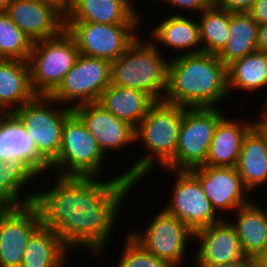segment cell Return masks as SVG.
Masks as SVG:
<instances>
[{
    "label": "cell",
    "instance_id": "obj_1",
    "mask_svg": "<svg viewBox=\"0 0 267 267\" xmlns=\"http://www.w3.org/2000/svg\"><path fill=\"white\" fill-rule=\"evenodd\" d=\"M54 179V187L37 190L34 199L42 225L53 229L69 250L86 247L93 256H101L114 234L122 202L136 184L123 171L107 181L102 177Z\"/></svg>",
    "mask_w": 267,
    "mask_h": 267
},
{
    "label": "cell",
    "instance_id": "obj_2",
    "mask_svg": "<svg viewBox=\"0 0 267 267\" xmlns=\"http://www.w3.org/2000/svg\"><path fill=\"white\" fill-rule=\"evenodd\" d=\"M169 58L164 102L187 108H219L228 98L227 67L217 55L199 52Z\"/></svg>",
    "mask_w": 267,
    "mask_h": 267
},
{
    "label": "cell",
    "instance_id": "obj_3",
    "mask_svg": "<svg viewBox=\"0 0 267 267\" xmlns=\"http://www.w3.org/2000/svg\"><path fill=\"white\" fill-rule=\"evenodd\" d=\"M182 119L183 106L157 101L150 107L135 128V143H142L149 154L124 171L127 179L137 185L156 165L165 168L175 158Z\"/></svg>",
    "mask_w": 267,
    "mask_h": 267
},
{
    "label": "cell",
    "instance_id": "obj_4",
    "mask_svg": "<svg viewBox=\"0 0 267 267\" xmlns=\"http://www.w3.org/2000/svg\"><path fill=\"white\" fill-rule=\"evenodd\" d=\"M140 35L116 60L111 62V84L140 90L155 102L163 101L167 88L169 58L161 54L162 45ZM149 39V40H148Z\"/></svg>",
    "mask_w": 267,
    "mask_h": 267
},
{
    "label": "cell",
    "instance_id": "obj_5",
    "mask_svg": "<svg viewBox=\"0 0 267 267\" xmlns=\"http://www.w3.org/2000/svg\"><path fill=\"white\" fill-rule=\"evenodd\" d=\"M105 158L93 135L72 112L64 122L59 155L48 166V174L54 171L55 176L62 177H101Z\"/></svg>",
    "mask_w": 267,
    "mask_h": 267
},
{
    "label": "cell",
    "instance_id": "obj_6",
    "mask_svg": "<svg viewBox=\"0 0 267 267\" xmlns=\"http://www.w3.org/2000/svg\"><path fill=\"white\" fill-rule=\"evenodd\" d=\"M72 112L50 96L37 95L12 114L32 139L35 153L49 166L59 155L63 125Z\"/></svg>",
    "mask_w": 267,
    "mask_h": 267
},
{
    "label": "cell",
    "instance_id": "obj_7",
    "mask_svg": "<svg viewBox=\"0 0 267 267\" xmlns=\"http://www.w3.org/2000/svg\"><path fill=\"white\" fill-rule=\"evenodd\" d=\"M79 55L77 44L66 29L54 38L33 42L28 60L33 91L49 96Z\"/></svg>",
    "mask_w": 267,
    "mask_h": 267
},
{
    "label": "cell",
    "instance_id": "obj_8",
    "mask_svg": "<svg viewBox=\"0 0 267 267\" xmlns=\"http://www.w3.org/2000/svg\"><path fill=\"white\" fill-rule=\"evenodd\" d=\"M221 108H187L179 128L175 158L162 169L190 170L206 163Z\"/></svg>",
    "mask_w": 267,
    "mask_h": 267
},
{
    "label": "cell",
    "instance_id": "obj_9",
    "mask_svg": "<svg viewBox=\"0 0 267 267\" xmlns=\"http://www.w3.org/2000/svg\"><path fill=\"white\" fill-rule=\"evenodd\" d=\"M111 85V62L80 54L62 82L49 95L72 109L84 103L98 102Z\"/></svg>",
    "mask_w": 267,
    "mask_h": 267
},
{
    "label": "cell",
    "instance_id": "obj_10",
    "mask_svg": "<svg viewBox=\"0 0 267 267\" xmlns=\"http://www.w3.org/2000/svg\"><path fill=\"white\" fill-rule=\"evenodd\" d=\"M163 170L176 178L168 204L163 207L167 213L180 219L193 233L225 218L226 215H218L199 180L189 170Z\"/></svg>",
    "mask_w": 267,
    "mask_h": 267
},
{
    "label": "cell",
    "instance_id": "obj_11",
    "mask_svg": "<svg viewBox=\"0 0 267 267\" xmlns=\"http://www.w3.org/2000/svg\"><path fill=\"white\" fill-rule=\"evenodd\" d=\"M141 24L65 22L80 54L110 62L122 55L140 36Z\"/></svg>",
    "mask_w": 267,
    "mask_h": 267
},
{
    "label": "cell",
    "instance_id": "obj_12",
    "mask_svg": "<svg viewBox=\"0 0 267 267\" xmlns=\"http://www.w3.org/2000/svg\"><path fill=\"white\" fill-rule=\"evenodd\" d=\"M141 231L128 232L149 253L167 261L173 267H182L194 233L177 217L163 208ZM189 242V243H188ZM182 265V266H181Z\"/></svg>",
    "mask_w": 267,
    "mask_h": 267
},
{
    "label": "cell",
    "instance_id": "obj_13",
    "mask_svg": "<svg viewBox=\"0 0 267 267\" xmlns=\"http://www.w3.org/2000/svg\"><path fill=\"white\" fill-rule=\"evenodd\" d=\"M42 225L34 203L0 207V267H20L31 235Z\"/></svg>",
    "mask_w": 267,
    "mask_h": 267
},
{
    "label": "cell",
    "instance_id": "obj_14",
    "mask_svg": "<svg viewBox=\"0 0 267 267\" xmlns=\"http://www.w3.org/2000/svg\"><path fill=\"white\" fill-rule=\"evenodd\" d=\"M189 171L199 180L205 195L219 215L224 210L231 214L252 201L248 195L250 191L243 184L236 167L202 165Z\"/></svg>",
    "mask_w": 267,
    "mask_h": 267
},
{
    "label": "cell",
    "instance_id": "obj_15",
    "mask_svg": "<svg viewBox=\"0 0 267 267\" xmlns=\"http://www.w3.org/2000/svg\"><path fill=\"white\" fill-rule=\"evenodd\" d=\"M73 112L82 120L106 156L110 150L118 154L123 148L139 145L135 143V128L113 116L98 102L78 105Z\"/></svg>",
    "mask_w": 267,
    "mask_h": 267
},
{
    "label": "cell",
    "instance_id": "obj_16",
    "mask_svg": "<svg viewBox=\"0 0 267 267\" xmlns=\"http://www.w3.org/2000/svg\"><path fill=\"white\" fill-rule=\"evenodd\" d=\"M199 240L194 265H214L232 261H251L244 255L237 232L227 218L194 233Z\"/></svg>",
    "mask_w": 267,
    "mask_h": 267
},
{
    "label": "cell",
    "instance_id": "obj_17",
    "mask_svg": "<svg viewBox=\"0 0 267 267\" xmlns=\"http://www.w3.org/2000/svg\"><path fill=\"white\" fill-rule=\"evenodd\" d=\"M6 13L32 42L54 38L65 29V17L40 0H13Z\"/></svg>",
    "mask_w": 267,
    "mask_h": 267
},
{
    "label": "cell",
    "instance_id": "obj_18",
    "mask_svg": "<svg viewBox=\"0 0 267 267\" xmlns=\"http://www.w3.org/2000/svg\"><path fill=\"white\" fill-rule=\"evenodd\" d=\"M135 5L133 0H73L65 22L141 24Z\"/></svg>",
    "mask_w": 267,
    "mask_h": 267
},
{
    "label": "cell",
    "instance_id": "obj_19",
    "mask_svg": "<svg viewBox=\"0 0 267 267\" xmlns=\"http://www.w3.org/2000/svg\"><path fill=\"white\" fill-rule=\"evenodd\" d=\"M169 15L151 27L150 41L162 44L165 48L177 50L175 56L202 52L200 40V26L198 19L191 18L189 14ZM179 52V53H178Z\"/></svg>",
    "mask_w": 267,
    "mask_h": 267
},
{
    "label": "cell",
    "instance_id": "obj_20",
    "mask_svg": "<svg viewBox=\"0 0 267 267\" xmlns=\"http://www.w3.org/2000/svg\"><path fill=\"white\" fill-rule=\"evenodd\" d=\"M36 96L28 61L0 59V114H12Z\"/></svg>",
    "mask_w": 267,
    "mask_h": 267
},
{
    "label": "cell",
    "instance_id": "obj_21",
    "mask_svg": "<svg viewBox=\"0 0 267 267\" xmlns=\"http://www.w3.org/2000/svg\"><path fill=\"white\" fill-rule=\"evenodd\" d=\"M236 119L224 115L218 121L204 165L236 167L243 138L254 126V121L249 119Z\"/></svg>",
    "mask_w": 267,
    "mask_h": 267
},
{
    "label": "cell",
    "instance_id": "obj_22",
    "mask_svg": "<svg viewBox=\"0 0 267 267\" xmlns=\"http://www.w3.org/2000/svg\"><path fill=\"white\" fill-rule=\"evenodd\" d=\"M265 208L252 200L233 212V215L236 214L235 219L227 218L237 232L244 255L251 261L267 250V208Z\"/></svg>",
    "mask_w": 267,
    "mask_h": 267
},
{
    "label": "cell",
    "instance_id": "obj_23",
    "mask_svg": "<svg viewBox=\"0 0 267 267\" xmlns=\"http://www.w3.org/2000/svg\"><path fill=\"white\" fill-rule=\"evenodd\" d=\"M0 158L20 159L40 178L48 174V165L35 153L32 139L13 114H0Z\"/></svg>",
    "mask_w": 267,
    "mask_h": 267
},
{
    "label": "cell",
    "instance_id": "obj_24",
    "mask_svg": "<svg viewBox=\"0 0 267 267\" xmlns=\"http://www.w3.org/2000/svg\"><path fill=\"white\" fill-rule=\"evenodd\" d=\"M40 176L20 159L0 158V207L25 206L34 203L37 191L27 194L24 190L31 187L32 181ZM24 191V192H23ZM25 193V194H23Z\"/></svg>",
    "mask_w": 267,
    "mask_h": 267
},
{
    "label": "cell",
    "instance_id": "obj_25",
    "mask_svg": "<svg viewBox=\"0 0 267 267\" xmlns=\"http://www.w3.org/2000/svg\"><path fill=\"white\" fill-rule=\"evenodd\" d=\"M236 169L250 193L267 184V140L255 126L243 138Z\"/></svg>",
    "mask_w": 267,
    "mask_h": 267
},
{
    "label": "cell",
    "instance_id": "obj_26",
    "mask_svg": "<svg viewBox=\"0 0 267 267\" xmlns=\"http://www.w3.org/2000/svg\"><path fill=\"white\" fill-rule=\"evenodd\" d=\"M98 103L116 118L136 128L155 101L140 90L111 84Z\"/></svg>",
    "mask_w": 267,
    "mask_h": 267
},
{
    "label": "cell",
    "instance_id": "obj_27",
    "mask_svg": "<svg viewBox=\"0 0 267 267\" xmlns=\"http://www.w3.org/2000/svg\"><path fill=\"white\" fill-rule=\"evenodd\" d=\"M69 252L53 229L41 225L29 238L20 267H66Z\"/></svg>",
    "mask_w": 267,
    "mask_h": 267
},
{
    "label": "cell",
    "instance_id": "obj_28",
    "mask_svg": "<svg viewBox=\"0 0 267 267\" xmlns=\"http://www.w3.org/2000/svg\"><path fill=\"white\" fill-rule=\"evenodd\" d=\"M267 86V53L255 51L227 66V89L254 93ZM261 88V89H260Z\"/></svg>",
    "mask_w": 267,
    "mask_h": 267
},
{
    "label": "cell",
    "instance_id": "obj_29",
    "mask_svg": "<svg viewBox=\"0 0 267 267\" xmlns=\"http://www.w3.org/2000/svg\"><path fill=\"white\" fill-rule=\"evenodd\" d=\"M258 23L248 12H230L227 43L217 55L227 67L233 61L257 51Z\"/></svg>",
    "mask_w": 267,
    "mask_h": 267
},
{
    "label": "cell",
    "instance_id": "obj_30",
    "mask_svg": "<svg viewBox=\"0 0 267 267\" xmlns=\"http://www.w3.org/2000/svg\"><path fill=\"white\" fill-rule=\"evenodd\" d=\"M198 16L202 52L218 55L227 43L230 11L212 6Z\"/></svg>",
    "mask_w": 267,
    "mask_h": 267
},
{
    "label": "cell",
    "instance_id": "obj_31",
    "mask_svg": "<svg viewBox=\"0 0 267 267\" xmlns=\"http://www.w3.org/2000/svg\"><path fill=\"white\" fill-rule=\"evenodd\" d=\"M33 42L6 12H0V59L28 61Z\"/></svg>",
    "mask_w": 267,
    "mask_h": 267
},
{
    "label": "cell",
    "instance_id": "obj_32",
    "mask_svg": "<svg viewBox=\"0 0 267 267\" xmlns=\"http://www.w3.org/2000/svg\"><path fill=\"white\" fill-rule=\"evenodd\" d=\"M124 239L125 244L115 267H173L167 261L149 253L128 232Z\"/></svg>",
    "mask_w": 267,
    "mask_h": 267
},
{
    "label": "cell",
    "instance_id": "obj_33",
    "mask_svg": "<svg viewBox=\"0 0 267 267\" xmlns=\"http://www.w3.org/2000/svg\"><path fill=\"white\" fill-rule=\"evenodd\" d=\"M160 1V0H159ZM163 4H168L169 7L180 8V11H193L201 13L203 10L214 6V0H162ZM186 9V10H185Z\"/></svg>",
    "mask_w": 267,
    "mask_h": 267
},
{
    "label": "cell",
    "instance_id": "obj_34",
    "mask_svg": "<svg viewBox=\"0 0 267 267\" xmlns=\"http://www.w3.org/2000/svg\"><path fill=\"white\" fill-rule=\"evenodd\" d=\"M256 0H214V6L230 12H248Z\"/></svg>",
    "mask_w": 267,
    "mask_h": 267
},
{
    "label": "cell",
    "instance_id": "obj_35",
    "mask_svg": "<svg viewBox=\"0 0 267 267\" xmlns=\"http://www.w3.org/2000/svg\"><path fill=\"white\" fill-rule=\"evenodd\" d=\"M248 13L258 25L267 23V0H256Z\"/></svg>",
    "mask_w": 267,
    "mask_h": 267
},
{
    "label": "cell",
    "instance_id": "obj_36",
    "mask_svg": "<svg viewBox=\"0 0 267 267\" xmlns=\"http://www.w3.org/2000/svg\"><path fill=\"white\" fill-rule=\"evenodd\" d=\"M43 3L53 6L64 17L69 13L73 0H40Z\"/></svg>",
    "mask_w": 267,
    "mask_h": 267
},
{
    "label": "cell",
    "instance_id": "obj_37",
    "mask_svg": "<svg viewBox=\"0 0 267 267\" xmlns=\"http://www.w3.org/2000/svg\"><path fill=\"white\" fill-rule=\"evenodd\" d=\"M257 51L267 53V23L258 25Z\"/></svg>",
    "mask_w": 267,
    "mask_h": 267
},
{
    "label": "cell",
    "instance_id": "obj_38",
    "mask_svg": "<svg viewBox=\"0 0 267 267\" xmlns=\"http://www.w3.org/2000/svg\"><path fill=\"white\" fill-rule=\"evenodd\" d=\"M260 118L254 121V126L262 133L267 140V112L262 108Z\"/></svg>",
    "mask_w": 267,
    "mask_h": 267
},
{
    "label": "cell",
    "instance_id": "obj_39",
    "mask_svg": "<svg viewBox=\"0 0 267 267\" xmlns=\"http://www.w3.org/2000/svg\"><path fill=\"white\" fill-rule=\"evenodd\" d=\"M195 267H252V261H232L214 265H194Z\"/></svg>",
    "mask_w": 267,
    "mask_h": 267
},
{
    "label": "cell",
    "instance_id": "obj_40",
    "mask_svg": "<svg viewBox=\"0 0 267 267\" xmlns=\"http://www.w3.org/2000/svg\"><path fill=\"white\" fill-rule=\"evenodd\" d=\"M252 267H267V250L252 261Z\"/></svg>",
    "mask_w": 267,
    "mask_h": 267
},
{
    "label": "cell",
    "instance_id": "obj_41",
    "mask_svg": "<svg viewBox=\"0 0 267 267\" xmlns=\"http://www.w3.org/2000/svg\"><path fill=\"white\" fill-rule=\"evenodd\" d=\"M13 0H0V12H6L8 6Z\"/></svg>",
    "mask_w": 267,
    "mask_h": 267
},
{
    "label": "cell",
    "instance_id": "obj_42",
    "mask_svg": "<svg viewBox=\"0 0 267 267\" xmlns=\"http://www.w3.org/2000/svg\"><path fill=\"white\" fill-rule=\"evenodd\" d=\"M262 108L267 112V99H265V102H263Z\"/></svg>",
    "mask_w": 267,
    "mask_h": 267
}]
</instances>
